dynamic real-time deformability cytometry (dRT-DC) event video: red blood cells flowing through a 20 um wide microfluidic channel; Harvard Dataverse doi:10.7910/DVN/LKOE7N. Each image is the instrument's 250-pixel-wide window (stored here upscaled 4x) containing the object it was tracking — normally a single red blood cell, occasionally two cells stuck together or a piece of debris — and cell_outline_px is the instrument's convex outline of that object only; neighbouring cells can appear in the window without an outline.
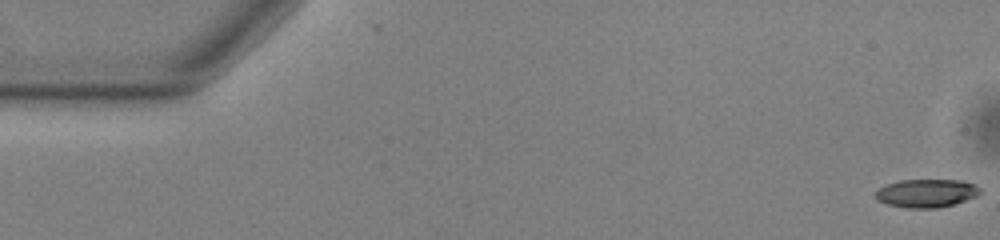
{"species": "common noctule bat (a hibernating species)", "species_latin": "Nyctalus noctula", "temperature_condition": "warm", "stored_images_in_passage": 54, "camera_frame_rate_fps": 3000, "um_per_image_px": 0.085, "animal": {"sex": "male", "body_mass_g": 13.0, "forearm_length_mm": 53.1}, "frame": {"image": 1, "passage_image": 1, "time_ms": 0.0, "image_size_px": [1000, 240], "cell_outline_px": [[984, 192], [976, 196], [952, 204], [936, 208], [908, 208], [888, 204], [876, 200], [872, 192], [884, 184], [900, 180], [964, 180], [976, 184]], "centroid_in_image_um": [78.71, 16.4], "position_along_channel_um": 6.3, "area_um2": 17.51}}
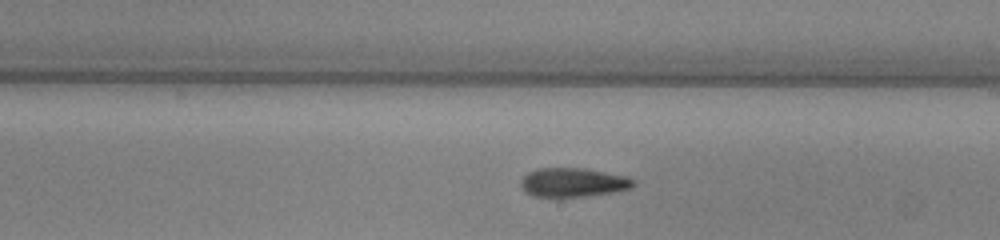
{"frame": {"image": 2, "passage_image": 31, "time_ms": 10.0, "image_size_px": [1000, 240], "cell_outline_px": [[636, 184], [632, 188], [612, 192], [584, 196], [532, 196], [520, 184], [520, 180], [528, 172], [536, 168], [584, 168], [624, 176], [636, 180]], "centroid_in_image_um": [48.72, 15.49], "position_along_channel_um": 240.3, "area_um2": 18.79}}
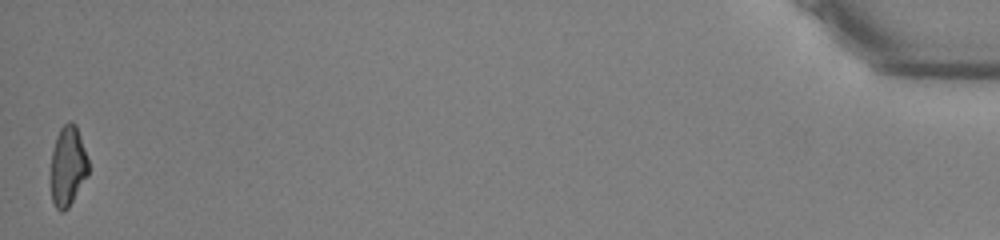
{"frame": {"image": 3, "passage_image": 54, "time_ms": 17.667, "image_size_px": [1000, 240], "cell_outline_px": [[88, 176], [68, 208], [64, 212], [60, 212], [56, 208], [52, 200], [52, 148], [56, 136], [60, 128], [68, 120], [72, 120], [76, 124], [88, 160]], "centroid_in_image_um": [5.77, 14.1], "position_along_channel_um": 429.4, "area_um2": 17.51}, "authors_computed_cell_mechanics": {"area_um2": 18.6116, "velocity_mm_per_s": 3.8066, "shape_relaxation_time_tau1_ms": 10.4923, "shape_relaxation_time_tau2_ms": null, "deformation_change_tau1": 0.2275, "deformation_change_tau2": null}}